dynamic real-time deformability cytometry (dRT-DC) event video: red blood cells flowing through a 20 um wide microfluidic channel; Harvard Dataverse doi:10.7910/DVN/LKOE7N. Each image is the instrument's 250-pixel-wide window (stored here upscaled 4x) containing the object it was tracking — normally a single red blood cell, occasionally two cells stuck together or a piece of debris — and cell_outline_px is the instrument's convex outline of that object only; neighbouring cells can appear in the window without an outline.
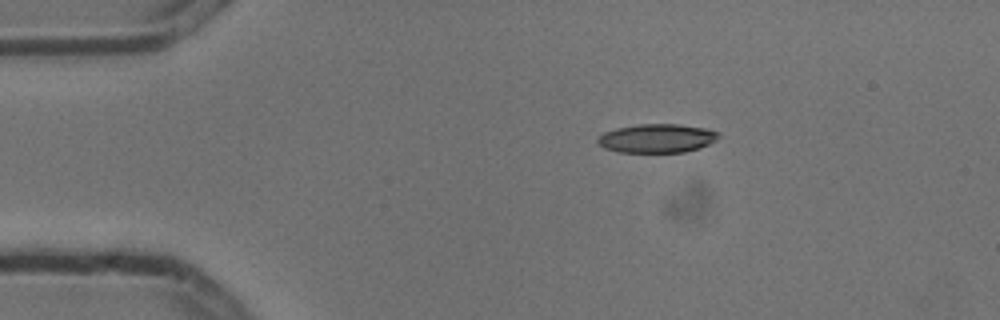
{"species": "common noctule bat (a hibernating species)", "species_latin": "Nyctalus noctula", "temperature_condition": "cold", "stored_images_in_passage": 3, "segment_of_instrument_passage": [1, 2], "camera_frame_rate_fps": 3000, "um_per_image_px": 0.085, "animal": {"sex": "male", "body_mass_g": 13.3}, "frame": {"image": 1, "passage_image": 1, "time_ms": 0.0, "image_size_px": [1000, 320], "cell_outline_px": [[720, 136], [716, 140], [700, 148], [684, 152], [620, 152], [604, 148], [596, 140], [604, 132], [616, 128], [636, 124], [680, 124], [704, 128], [716, 132]], "centroid_in_image_um": [55.83, 11.75], "position_along_channel_um": 29.2, "area_um2": 20.17}}